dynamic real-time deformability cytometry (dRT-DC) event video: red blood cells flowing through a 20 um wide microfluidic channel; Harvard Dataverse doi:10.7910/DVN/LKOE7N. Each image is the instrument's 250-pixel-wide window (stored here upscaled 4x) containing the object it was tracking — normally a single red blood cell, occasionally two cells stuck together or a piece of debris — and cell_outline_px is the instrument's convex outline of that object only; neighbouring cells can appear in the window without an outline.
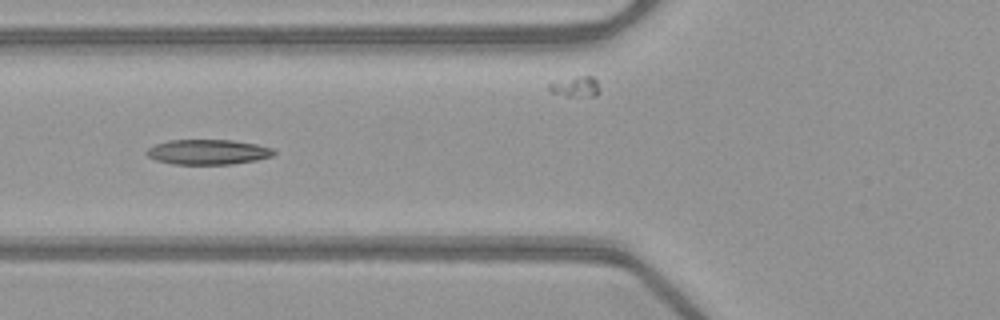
{"species": "common noctule bat (a hibernating species)", "species_latin": "Nyctalus noctula", "temperature_condition": "warm", "stored_images_in_passage": 14, "camera_frame_rate_fps": 3000, "um_per_image_px": 0.085, "animal": {"sex": "female", "body_mass_g": 21.9}, "frame": {"image": 1, "passage_image": 5, "time_ms": 1.333, "image_size_px": [1000, 320], "cell_outline_px": [[276, 152], [272, 156], [256, 160], [232, 164], [172, 164], [156, 160], [148, 156], [144, 152], [148, 148], [156, 144], [168, 140], [232, 140], [256, 144], [272, 148]], "centroid_in_image_um": [17.66, 12.92], "position_along_channel_um": 108.1, "area_um2": 18.55}}